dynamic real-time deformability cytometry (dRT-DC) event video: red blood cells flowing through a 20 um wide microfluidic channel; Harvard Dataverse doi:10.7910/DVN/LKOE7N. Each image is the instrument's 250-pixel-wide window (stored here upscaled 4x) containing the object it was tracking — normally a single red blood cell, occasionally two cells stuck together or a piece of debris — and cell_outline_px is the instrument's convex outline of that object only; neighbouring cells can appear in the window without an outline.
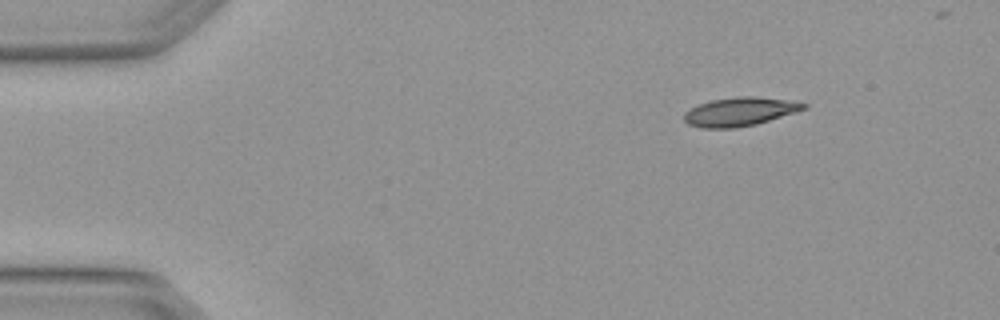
{"species": "Egyptian fruit bat (a non-hibernating species)", "species_latin": "Rousettus aegyptiacus", "temperature_condition": "warm", "stored_images_in_passage": 5, "segment_of_instrument_passage": [2, 2], "camera_frame_rate_fps": 3000, "um_per_image_px": 0.085, "animal": {"sex": "female"}, "frame": {"image": 1, "passage_image": 5, "time_ms": 1.333, "image_size_px": [1000, 320], "cell_outline_px": [[808, 108], [796, 112], [756, 124], [736, 128], [700, 128], [688, 124], [684, 120], [684, 112], [700, 104], [712, 100], [736, 96], [756, 96], [784, 100], [808, 104]], "centroid_in_image_um": [62.87, 9.5], "position_along_channel_um": 22.1, "area_um2": 19.88}}